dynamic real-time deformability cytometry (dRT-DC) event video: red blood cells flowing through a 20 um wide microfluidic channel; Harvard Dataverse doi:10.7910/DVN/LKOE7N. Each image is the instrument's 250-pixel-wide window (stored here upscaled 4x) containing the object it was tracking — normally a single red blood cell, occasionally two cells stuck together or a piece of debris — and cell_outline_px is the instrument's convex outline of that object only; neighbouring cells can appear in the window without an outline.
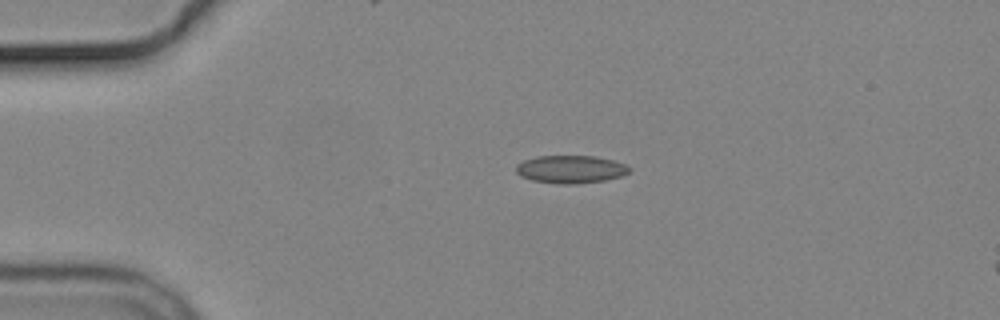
{"species": "common noctule bat (a hibernating species)", "species_latin": "Nyctalus noctula", "temperature_condition": "cold", "stored_images_in_passage": 4, "camera_frame_rate_fps": 3000, "um_per_image_px": 0.085, "animal": {"sex": "male", "body_mass_g": 19.2, "forearm_length_mm": 51.8}, "frame": {"image": 1, "passage_image": 3, "time_ms": 2.667, "image_size_px": [1000, 320], "cell_outline_px": [[632, 168], [628, 172], [620, 176], [604, 180], [576, 184], [556, 184], [532, 180], [520, 176], [516, 172], [516, 164], [524, 160], [536, 156], [596, 156], [612, 160], [624, 164]], "centroid_in_image_um": [48.47, 14.39], "position_along_channel_um": 36.5, "area_um2": 18.38}}